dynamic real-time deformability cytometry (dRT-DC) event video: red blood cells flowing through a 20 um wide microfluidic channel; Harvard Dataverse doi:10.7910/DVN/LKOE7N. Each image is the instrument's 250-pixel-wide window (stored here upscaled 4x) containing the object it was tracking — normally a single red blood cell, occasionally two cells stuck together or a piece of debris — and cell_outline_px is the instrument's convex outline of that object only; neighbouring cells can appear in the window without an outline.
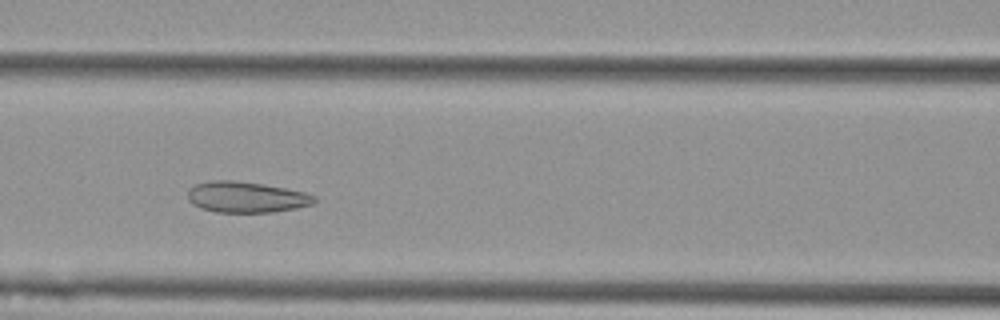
{"species": "Egyptian fruit bat (a non-hibernating species)", "species_latin": "Rousettus aegyptiacus", "temperature_condition": "cold", "stored_images_in_passage": 7, "camera_frame_rate_fps": 3000, "um_per_image_px": 0.085, "animal": {"sex": "female"}, "frame": {"image": 1, "passage_image": 4, "time_ms": 1.0, "image_size_px": [1000, 320], "cell_outline_px": [[316, 200], [312, 204], [296, 208], [272, 212], [216, 212], [200, 208], [192, 204], [188, 200], [188, 188], [196, 184], [212, 180], [232, 180], [264, 184], [304, 192], [316, 196]], "centroid_in_image_um": [20.9, 16.75], "position_along_channel_um": 145.7, "area_um2": 22.83}}
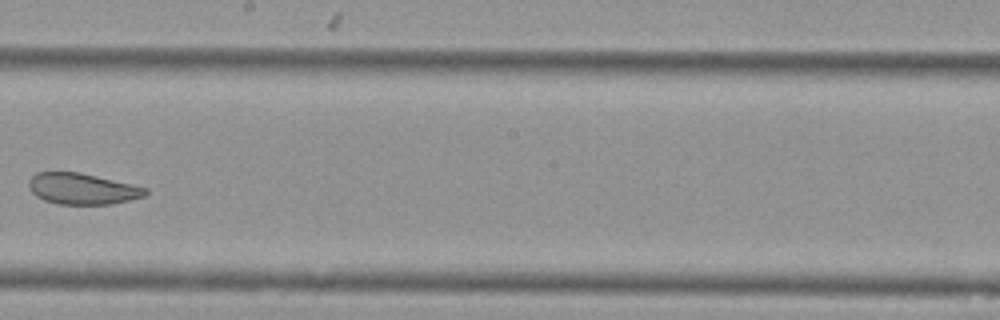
{"frame": {"image": 2, "passage_image": 6, "time_ms": 1.667, "image_size_px": [1000, 320], "cell_outline_px": [[148, 192], [144, 196], [112, 204], [56, 204], [44, 200], [36, 196], [32, 192], [28, 184], [28, 180], [36, 172], [80, 172], [132, 184], [148, 188]], "centroid_in_image_um": [6.98, 16.04], "position_along_channel_um": 241.2, "area_um2": 21.15}}
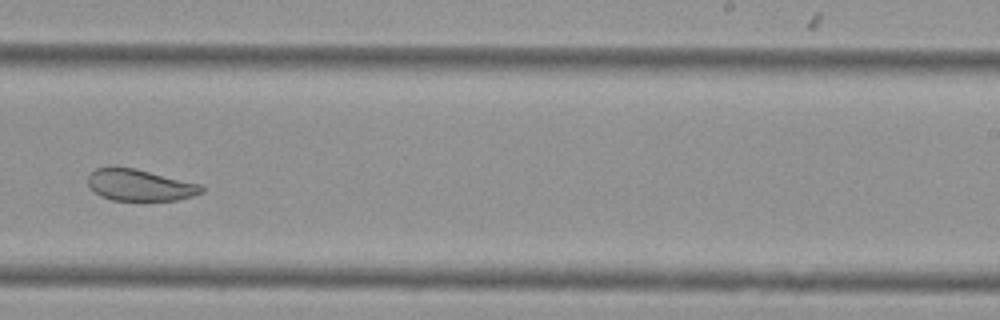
{"frame": {"image": 3, "passage_image": 7, "time_ms": 2.0, "image_size_px": [1000, 320], "cell_outline_px": [[204, 192], [192, 196], [176, 200], [112, 200], [100, 196], [88, 184], [88, 176], [96, 168], [136, 168], [200, 184], [204, 188]], "centroid_in_image_um": [11.91, 15.74], "position_along_channel_um": 277.1, "area_um2": 20.58}}